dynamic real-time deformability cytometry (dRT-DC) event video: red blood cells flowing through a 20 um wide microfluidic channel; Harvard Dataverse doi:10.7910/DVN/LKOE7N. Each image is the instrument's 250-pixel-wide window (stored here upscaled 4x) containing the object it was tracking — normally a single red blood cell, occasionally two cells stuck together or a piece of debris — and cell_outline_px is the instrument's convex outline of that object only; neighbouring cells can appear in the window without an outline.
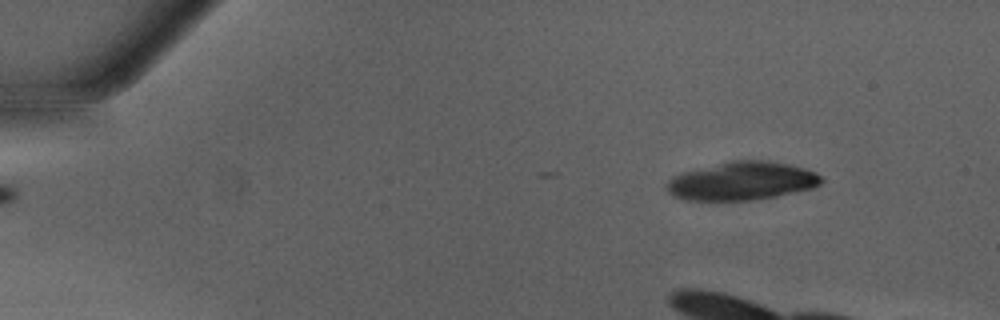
{"species": "Egyptian fruit bat (a non-hibernating species)", "species_latin": "Rousettus aegyptiacus", "temperature_condition": "warm", "stored_images_in_passage": 6, "camera_frame_rate_fps": 3000, "um_per_image_px": 0.085, "animal": {"sex": "male"}, "frame": {"image": 1, "passage_image": 6, "time_ms": 1.667, "image_size_px": [1000, 320], "cell_outline_px": [[824, 180], [820, 184], [812, 188], [776, 196], [752, 200], [684, 200], [672, 196], [668, 192], [668, 180], [672, 176], [680, 172], [732, 160], [768, 160], [788, 164], [804, 168], [816, 172]], "centroid_in_image_um": [63.04, 15.38], "position_along_channel_um": 22.0, "area_um2": 34.62}}